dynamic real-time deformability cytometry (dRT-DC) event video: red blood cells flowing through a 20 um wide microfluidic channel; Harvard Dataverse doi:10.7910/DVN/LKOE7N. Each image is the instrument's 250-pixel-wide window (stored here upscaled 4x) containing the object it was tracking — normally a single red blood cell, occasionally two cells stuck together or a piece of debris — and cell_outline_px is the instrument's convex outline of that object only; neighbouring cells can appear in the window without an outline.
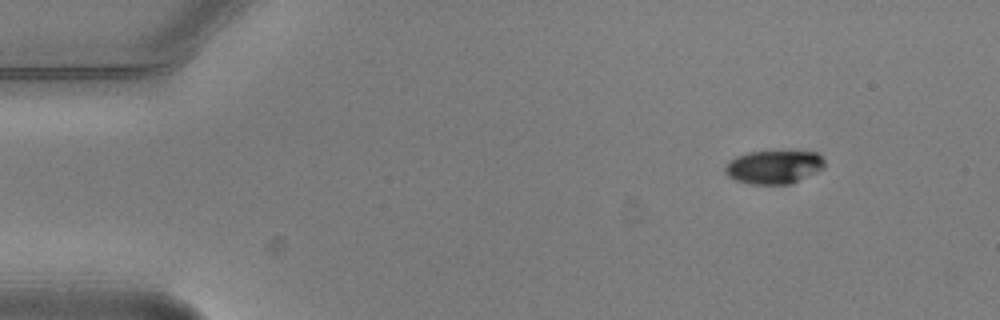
{"species": "common noctule bat (a hibernating species)", "species_latin": "Nyctalus noctula", "temperature_condition": "warm", "stored_images_in_passage": 5, "camera_frame_rate_fps": 3000, "um_per_image_px": 0.085, "animal": {"sex": "male", "body_mass_g": 20.5, "forearm_length_mm": 52.5}, "frame": {"image": 1, "passage_image": 1, "time_ms": 0.0, "image_size_px": [1000, 320], "cell_outline_px": [[824, 168], [792, 184], [748, 184], [736, 180], [728, 176], [724, 172], [724, 168], [728, 160], [736, 156], [748, 152], [816, 152], [824, 160]], "centroid_in_image_um": [65.74, 14.21], "position_along_channel_um": 19.3, "area_um2": 19.36}}
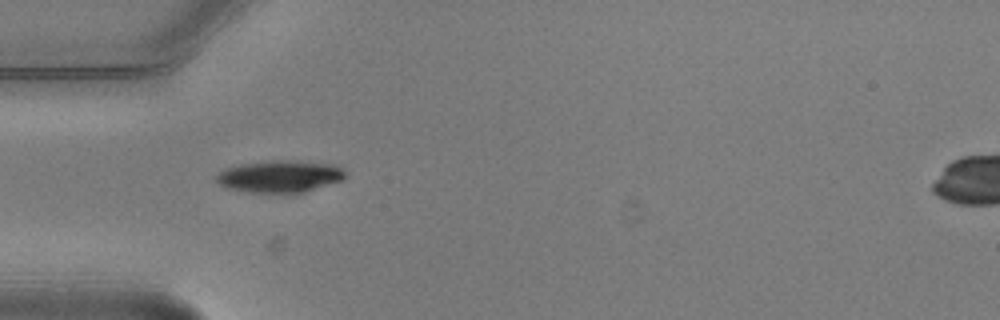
{"frame": {"image": 2, "passage_image": 4, "time_ms": 1.0, "image_size_px": [1000, 320], "cell_outline_px": [[348, 176], [344, 180], [304, 192], [248, 192], [224, 188], [216, 180], [216, 176], [220, 172], [228, 168], [240, 164], [272, 160], [296, 160], [332, 164], [344, 168]], "centroid_in_image_um": [23.84, 14.98], "position_along_channel_um": 61.2, "area_um2": 24.22}}
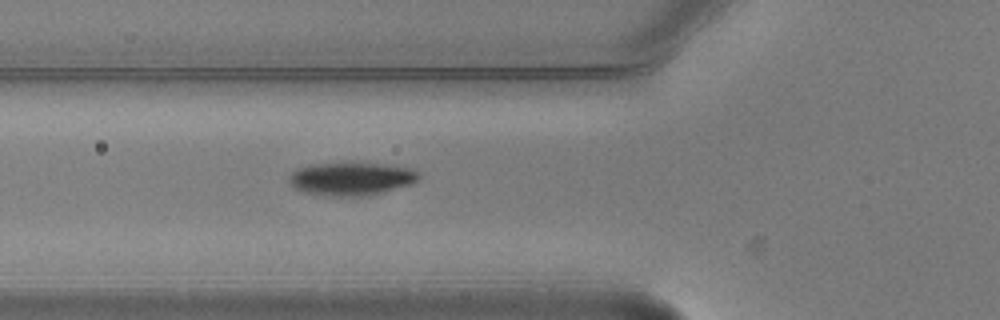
{"frame": {"image": 3, "passage_image": 5, "time_ms": 1.333, "image_size_px": [1000, 320], "cell_outline_px": [[420, 176], [412, 184], [380, 192], [360, 196], [336, 196], [308, 192], [296, 188], [288, 180], [288, 176], [296, 168], [312, 164], [348, 160], [392, 164], [416, 168], [420, 172]], "centroid_in_image_um": [29.92, 15.11], "position_along_channel_um": 95.9, "area_um2": 25.78}}